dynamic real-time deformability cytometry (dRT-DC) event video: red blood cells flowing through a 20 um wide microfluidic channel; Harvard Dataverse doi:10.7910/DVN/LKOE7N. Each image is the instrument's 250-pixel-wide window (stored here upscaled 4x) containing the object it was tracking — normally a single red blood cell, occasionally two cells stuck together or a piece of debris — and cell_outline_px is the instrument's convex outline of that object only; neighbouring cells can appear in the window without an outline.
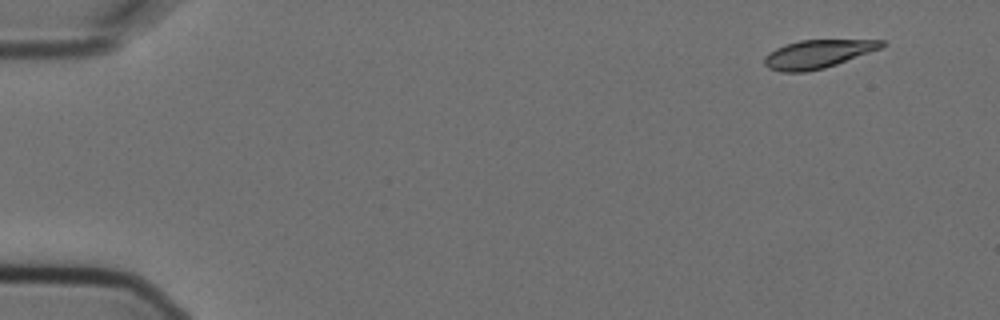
{"species": "Egyptian fruit bat (a non-hibernating species)", "species_latin": "Rousettus aegyptiacus", "temperature_condition": "cold", "stored_images_in_passage": 7, "camera_frame_rate_fps": 3000, "um_per_image_px": 0.085, "animal": {"sex": "female"}, "frame": {"image": 1, "passage_image": 1, "time_ms": 0.0, "image_size_px": [1000, 320], "cell_outline_px": [[888, 44], [880, 48], [836, 64], [824, 68], [804, 72], [780, 72], [768, 68], [764, 64], [764, 56], [768, 52], [784, 44], [800, 40], [884, 40]], "centroid_in_image_um": [69.45, 4.59], "position_along_channel_um": 15.5, "area_um2": 19.31}}
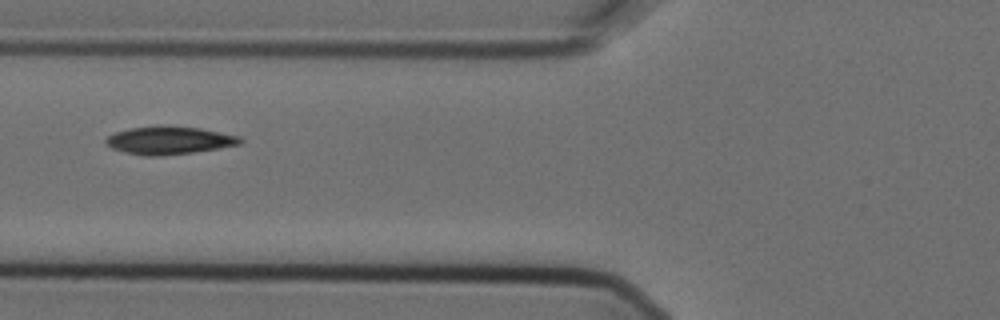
{"frame": {"image": 2, "passage_image": 6, "time_ms": 1.667, "image_size_px": [1000, 320], "cell_outline_px": [[244, 140], [240, 144], [192, 152], [160, 156], [144, 156], [124, 152], [112, 148], [104, 140], [108, 136], [116, 132], [132, 128], [200, 128], [240, 136]], "centroid_in_image_um": [14.39, 11.97], "position_along_channel_um": 111.4, "area_um2": 20.87}}
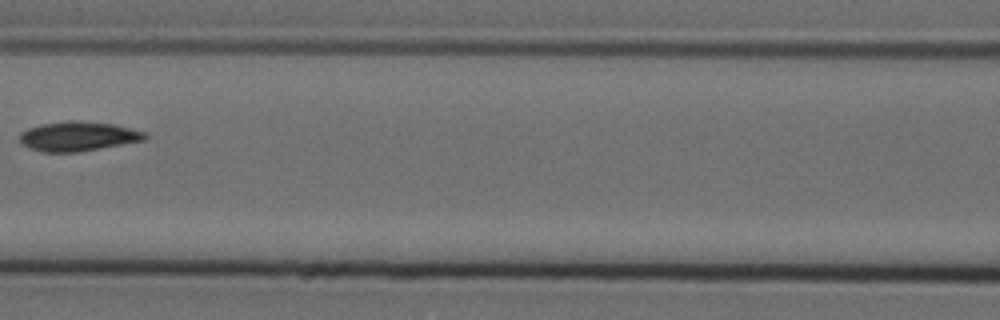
{"frame": {"image": 3, "passage_image": 7, "time_ms": 2.0, "image_size_px": [1000, 320], "cell_outline_px": [[148, 136], [144, 140], [100, 148], [76, 152], [40, 152], [28, 148], [20, 144], [20, 132], [28, 128], [40, 124], [68, 120], [80, 120], [112, 124], [148, 132]], "centroid_in_image_um": [6.6, 11.58], "position_along_channel_um": 160.0, "area_um2": 21.73}}